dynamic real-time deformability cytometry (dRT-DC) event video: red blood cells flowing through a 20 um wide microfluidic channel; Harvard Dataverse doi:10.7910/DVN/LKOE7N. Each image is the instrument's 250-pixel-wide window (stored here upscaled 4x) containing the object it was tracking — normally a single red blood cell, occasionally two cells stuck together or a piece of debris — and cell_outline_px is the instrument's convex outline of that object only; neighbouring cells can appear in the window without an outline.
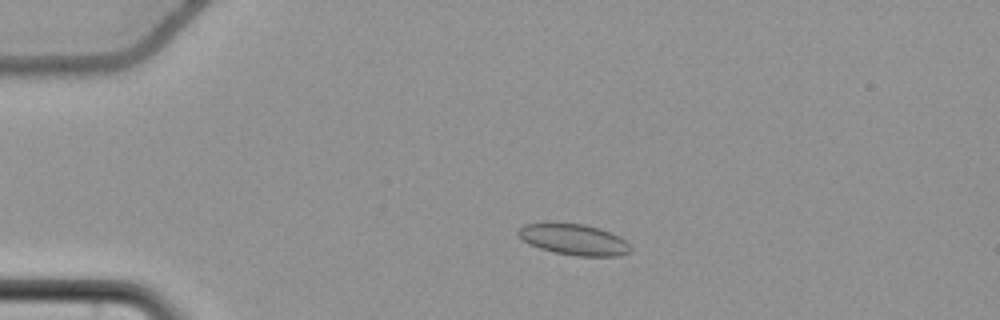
{"species": "common noctule bat (a hibernating species)", "species_latin": "Nyctalus noctula", "temperature_condition": "cold", "stored_images_in_passage": 57, "camera_frame_rate_fps": 3000, "um_per_image_px": 0.085, "animal": {"sex": "female", "body_mass_g": 22.7, "forearm_length_mm": 54.2}, "frame": {"image": 1, "passage_image": 13, "time_ms": 4.0, "image_size_px": [1000, 320], "cell_outline_px": [[632, 248], [628, 252], [620, 256], [576, 256], [556, 252], [540, 248], [528, 244], [520, 240], [516, 236], [516, 232], [524, 224], [584, 224], [600, 228], [620, 236]], "centroid_in_image_um": [48.76, 20.37], "position_along_channel_um": 36.2, "area_um2": 20.17}}
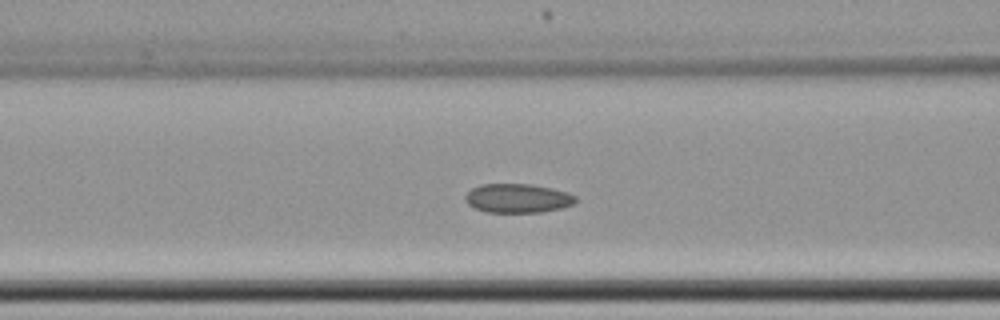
{"frame": {"image": 2, "passage_image": 24, "time_ms": 7.667, "image_size_px": [1000, 320], "cell_outline_px": [[576, 204], [560, 208], [540, 212], [484, 212], [468, 204], [464, 200], [464, 196], [472, 188], [480, 184], [532, 184], [552, 188], [568, 192], [576, 196]], "centroid_in_image_um": [44.01, 16.84], "position_along_channel_um": 122.6, "area_um2": 18.79}}
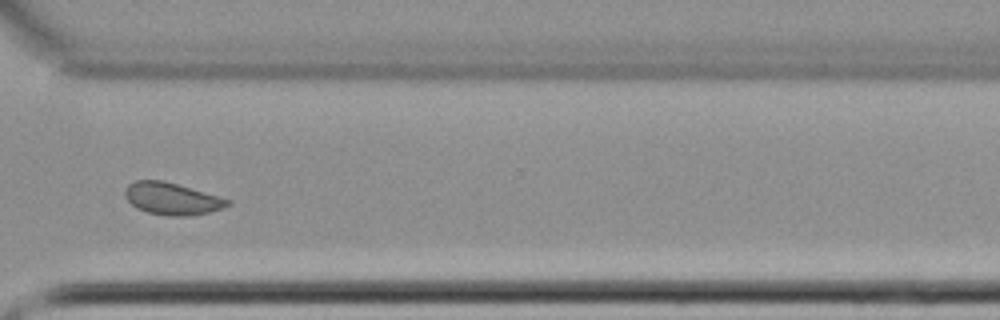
{"frame": {"image": 3, "passage_image": 43, "time_ms": 14.0, "image_size_px": [1000, 320], "cell_outline_px": [[232, 204], [224, 208], [208, 212], [188, 216], [168, 216], [148, 212], [136, 208], [124, 196], [124, 188], [128, 184], [136, 180], [164, 180], [220, 196], [232, 200]], "centroid_in_image_um": [14.63, 16.88], "position_along_channel_um": 356.0, "area_um2": 19.42}, "authors_computed_cell_mechanics": {"area_um2": 19.2474, "velocity_mm_per_s": 3.6764, "shape_relaxation_time_tau1_ms": null, "shape_relaxation_time_tau2_ms": 3.3065, "deformation_change_tau1": null, "deformation_change_tau2": 0.0851}}